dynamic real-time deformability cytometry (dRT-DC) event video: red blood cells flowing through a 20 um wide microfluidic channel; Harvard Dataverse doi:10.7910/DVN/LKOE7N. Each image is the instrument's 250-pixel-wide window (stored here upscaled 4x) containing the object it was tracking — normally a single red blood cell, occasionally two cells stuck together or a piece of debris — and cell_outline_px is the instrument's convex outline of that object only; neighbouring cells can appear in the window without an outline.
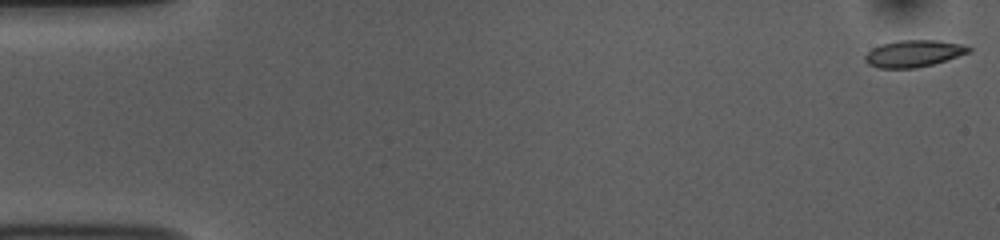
{"species": "common noctule bat (a hibernating species)", "species_latin": "Nyctalus noctula", "temperature_condition": "room temperature", "stored_images_in_passage": 53, "camera_frame_rate_fps": 3000, "um_per_image_px": 0.085, "animal": {"sex": "female", "body_mass_g": 10.0, "forearm_length_mm": 53.1}, "frame": {"image": 1, "passage_image": 1, "time_ms": 0.0, "image_size_px": [1000, 240], "cell_outline_px": [[972, 52], [932, 64], [916, 68], [880, 68], [868, 64], [864, 60], [864, 56], [872, 48], [880, 44], [900, 40], [936, 40], [960, 44], [972, 48]], "centroid_in_image_um": [77.65, 4.55], "position_along_channel_um": 7.4, "area_um2": 16.18}}
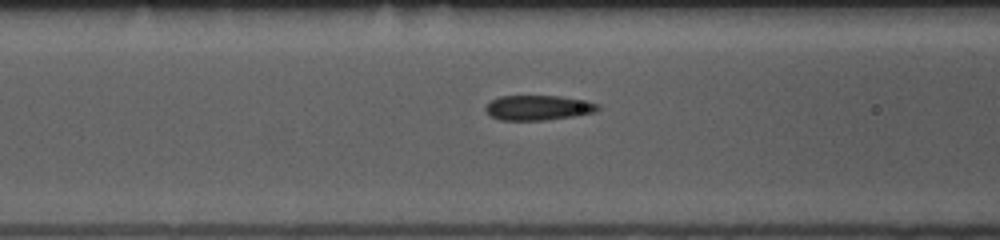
{"frame": {"image": 2, "passage_image": 21, "time_ms": 6.667, "image_size_px": [1000, 240], "cell_outline_px": [[600, 108], [592, 112], [572, 116], [544, 120], [500, 120], [492, 116], [484, 108], [492, 100], [500, 96], [560, 96], [588, 100], [600, 104]], "centroid_in_image_um": [45.78, 9.14], "position_along_channel_um": 120.8, "area_um2": 16.18}}
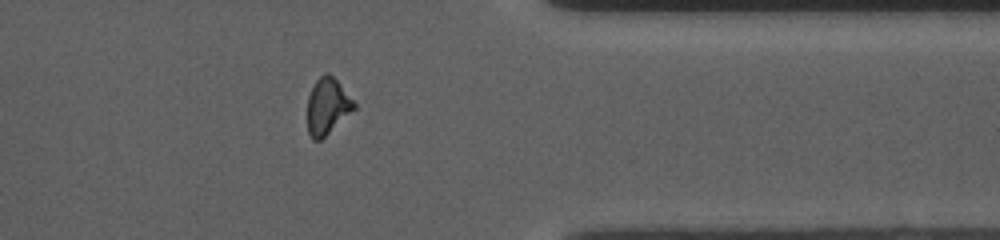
{"frame": {"image": 3, "passage_image": 43, "time_ms": 14.0, "image_size_px": [1000, 240], "cell_outline_px": [[356, 108], [320, 140], [312, 140], [308, 132], [308, 96], [316, 80], [324, 72], [328, 72], [336, 80], [356, 104]], "centroid_in_image_um": [27.81, 9.03], "position_along_channel_um": 383.6, "area_um2": 15.03}, "authors_computed_cell_mechanics": {"area_um2": 15.9528, "velocity_mm_per_s": 3.754, "shape_relaxation_time_tau1_ms": null, "shape_relaxation_time_tau2_ms": 2.6604, "deformation_change_tau1": null, "deformation_change_tau2": 0.0606}}